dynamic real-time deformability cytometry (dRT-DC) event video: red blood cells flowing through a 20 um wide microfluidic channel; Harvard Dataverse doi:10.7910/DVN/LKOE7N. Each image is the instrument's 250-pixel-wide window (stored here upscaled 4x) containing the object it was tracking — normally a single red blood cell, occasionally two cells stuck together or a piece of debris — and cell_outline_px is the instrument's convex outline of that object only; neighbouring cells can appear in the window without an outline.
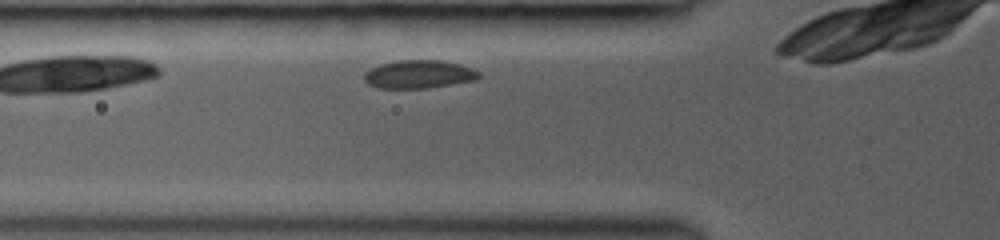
{"species": "common noctule bat (a hibernating species)", "species_latin": "Nyctalus noctula", "temperature_condition": "room temperature", "stored_images_in_passage": 3, "segment_of_instrument_passage": [2, 2], "camera_frame_rate_fps": 3000, "um_per_image_px": 0.085, "animal": {"sex": "female", "body_mass_g": 19.0, "forearm_length_mm": 53.3}, "frame": {"image": 1, "passage_image": 3, "time_ms": 0.667, "image_size_px": [1000, 240], "cell_outline_px": [[480, 76], [476, 80], [428, 88], [380, 88], [368, 84], [364, 80], [364, 72], [380, 64], [400, 60], [444, 60], [460, 64], [472, 68], [480, 72]], "centroid_in_image_um": [35.62, 6.31], "position_along_channel_um": 90.2, "area_um2": 18.9}}